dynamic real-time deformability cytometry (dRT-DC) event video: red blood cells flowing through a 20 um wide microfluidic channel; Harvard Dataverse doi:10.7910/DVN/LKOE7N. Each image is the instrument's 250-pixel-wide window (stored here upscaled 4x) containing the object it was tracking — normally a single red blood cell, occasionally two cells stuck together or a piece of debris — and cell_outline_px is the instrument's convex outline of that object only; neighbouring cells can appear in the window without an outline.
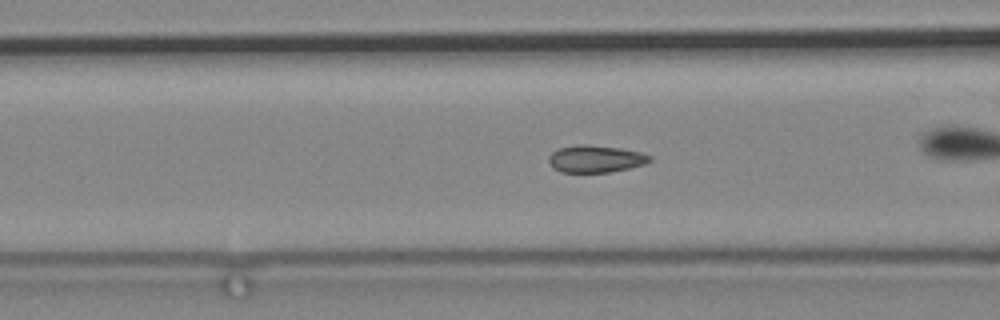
{"species": "common noctule bat (a hibernating species)", "species_latin": "Nyctalus noctula", "temperature_condition": "cold", "stored_images_in_passage": 71, "camera_frame_rate_fps": 3000, "um_per_image_px": 0.085, "animal": {"sex": "male", "body_mass_g": 19.2, "forearm_length_mm": 51.8}, "frame": {"image": 1, "passage_image": 34, "time_ms": 11.0, "image_size_px": [1000, 320], "cell_outline_px": [[652, 160], [644, 164], [628, 168], [608, 172], [560, 172], [552, 168], [548, 160], [548, 156], [552, 152], [560, 148], [584, 144], [620, 148], [640, 152], [652, 156]], "centroid_in_image_um": [50.61, 13.51], "position_along_channel_um": 116.0, "area_um2": 15.9}}
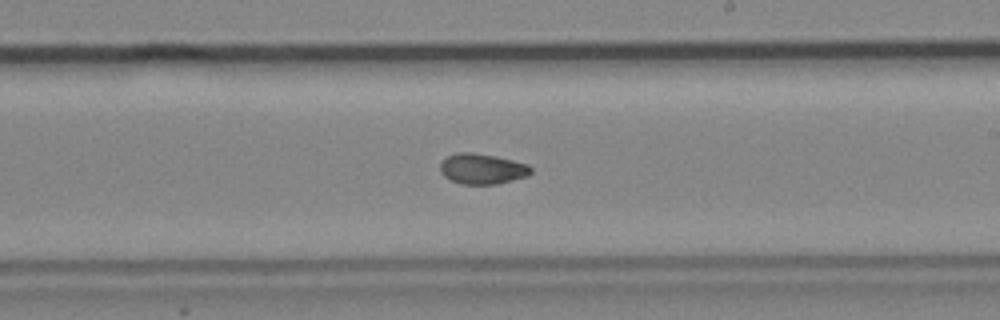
{"frame": {"image": 2, "passage_image": 47, "time_ms": 15.333, "image_size_px": [1000, 320], "cell_outline_px": [[532, 172], [528, 176], [496, 184], [464, 184], [452, 180], [444, 176], [440, 172], [440, 164], [448, 156], [456, 152], [472, 152], [496, 156], [528, 164], [532, 168]], "centroid_in_image_um": [41.0, 14.34], "position_along_channel_um": 248.0, "area_um2": 16.07}}
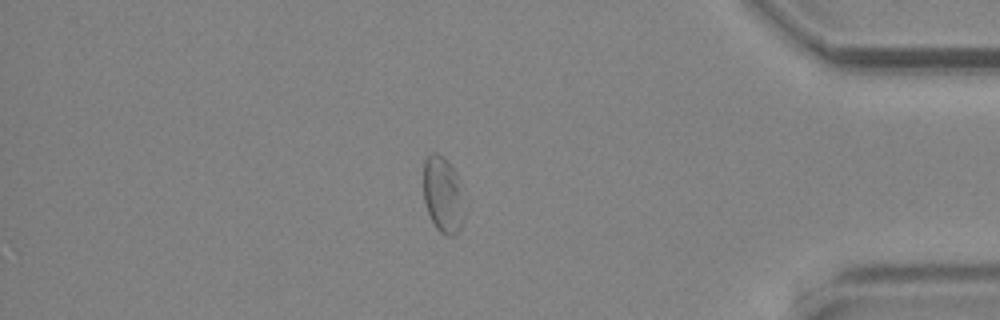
{"frame": {"image": 3, "passage_image": 65, "time_ms": 21.333, "image_size_px": [1000, 320], "cell_outline_px": [[460, 228], [456, 236], [448, 236], [440, 232], [436, 228], [428, 212], [424, 200], [424, 160], [432, 152], [436, 152], [452, 168], [456, 176], [460, 224]], "centroid_in_image_um": [37.53, 16.56], "position_along_channel_um": 397.7, "area_um2": 16.53}}